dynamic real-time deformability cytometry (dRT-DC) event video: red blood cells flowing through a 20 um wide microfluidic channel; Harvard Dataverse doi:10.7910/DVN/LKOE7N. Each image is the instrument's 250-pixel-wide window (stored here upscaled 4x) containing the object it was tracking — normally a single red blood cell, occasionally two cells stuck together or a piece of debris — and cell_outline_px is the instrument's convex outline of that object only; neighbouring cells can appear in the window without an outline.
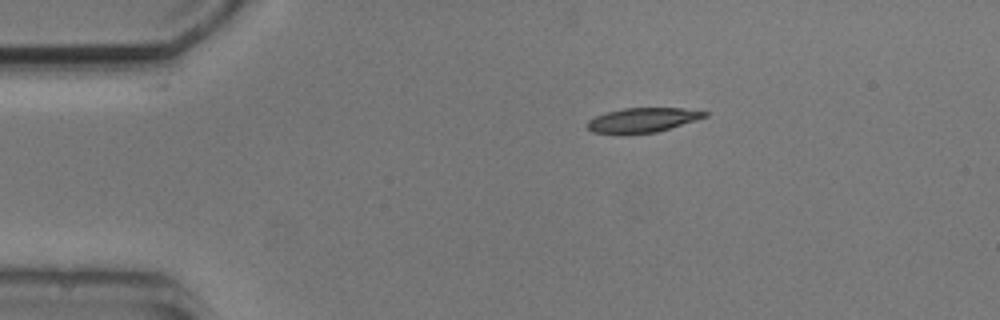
{"species": "common noctule bat (a hibernating species)", "species_latin": "Nyctalus noctula", "temperature_condition": "cold", "stored_images_in_passage": 3, "segment_of_instrument_passage": [1, 2], "camera_frame_rate_fps": 3000, "um_per_image_px": 0.085, "animal": {"sex": "male", "body_mass_g": 20.5, "forearm_length_mm": 52.5}, "frame": {"image": 1, "passage_image": 1, "time_ms": 0.0, "image_size_px": [1000, 320], "cell_outline_px": [[708, 116], [696, 120], [656, 132], [592, 132], [588, 128], [588, 120], [604, 112], [624, 108], [684, 108], [708, 112]], "centroid_in_image_um": [54.66, 10.17], "position_along_channel_um": 30.3, "area_um2": 16.24}}